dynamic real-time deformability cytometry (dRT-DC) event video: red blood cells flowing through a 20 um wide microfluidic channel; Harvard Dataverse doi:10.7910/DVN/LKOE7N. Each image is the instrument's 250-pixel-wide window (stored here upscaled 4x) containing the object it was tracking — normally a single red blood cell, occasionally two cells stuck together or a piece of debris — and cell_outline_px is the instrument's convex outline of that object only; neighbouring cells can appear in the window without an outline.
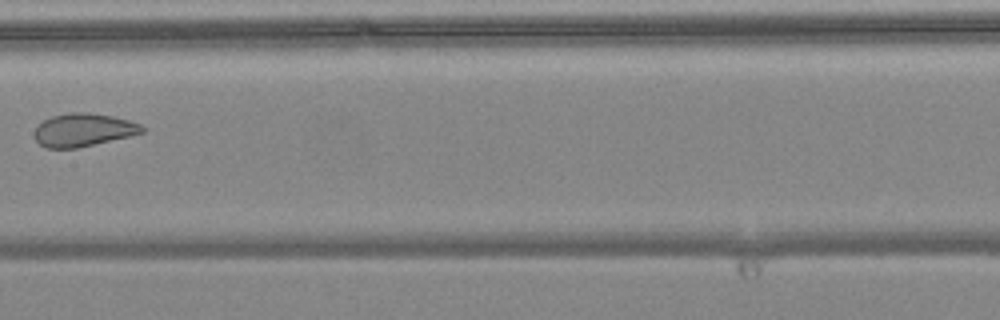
{"species": "common noctule bat (a hibernating species)", "species_latin": "Nyctalus noctula", "temperature_condition": "warm", "stored_images_in_passage": 6, "camera_frame_rate_fps": 3000, "um_per_image_px": 0.085, "animal": {"sex": "female", "body_mass_g": 24.6, "forearm_length_mm": 56.2}, "frame": {"image": 1, "passage_image": 6, "time_ms": 1.667, "image_size_px": [1000, 320], "cell_outline_px": [[144, 132], [128, 136], [76, 148], [44, 148], [36, 140], [32, 132], [44, 120], [52, 116], [68, 112], [88, 112], [112, 116], [128, 120], [140, 124], [144, 128]], "centroid_in_image_um": [7.04, 11.04], "position_along_channel_um": 200.4, "area_um2": 20.58}}